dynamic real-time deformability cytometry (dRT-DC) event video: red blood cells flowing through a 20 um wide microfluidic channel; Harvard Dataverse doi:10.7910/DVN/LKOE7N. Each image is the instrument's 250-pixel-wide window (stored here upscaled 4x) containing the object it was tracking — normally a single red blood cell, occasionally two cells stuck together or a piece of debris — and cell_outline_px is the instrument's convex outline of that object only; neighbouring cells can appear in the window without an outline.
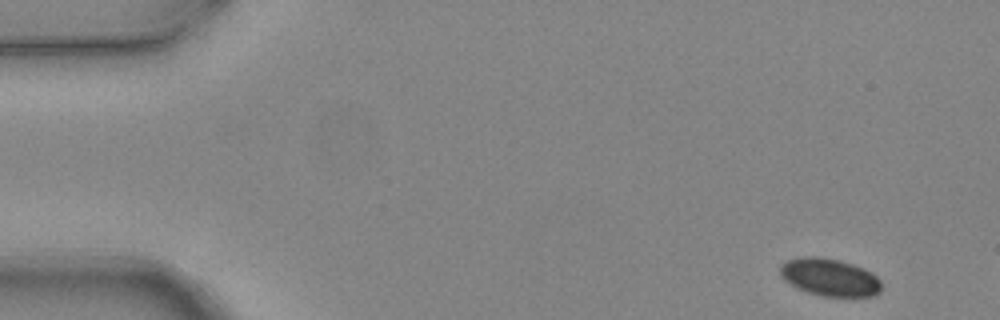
{"species": "common noctule bat (a hibernating species)", "species_latin": "Nyctalus noctula", "temperature_condition": "warm", "stored_images_in_passage": 3, "camera_frame_rate_fps": 3000, "um_per_image_px": 0.085, "animal": {"sex": "female", "body_mass_g": 24.6, "forearm_length_mm": 56.2}, "frame": {"image": 1, "passage_image": 1, "time_ms": 0.0, "image_size_px": [1000, 320], "cell_outline_px": [[880, 292], [872, 296], [824, 296], [808, 292], [796, 288], [784, 280], [780, 276], [780, 264], [788, 260], [804, 256], [816, 256], [840, 260], [864, 268], [872, 272], [880, 280]], "centroid_in_image_um": [70.5, 23.56], "position_along_channel_um": 14.5, "area_um2": 22.2}}